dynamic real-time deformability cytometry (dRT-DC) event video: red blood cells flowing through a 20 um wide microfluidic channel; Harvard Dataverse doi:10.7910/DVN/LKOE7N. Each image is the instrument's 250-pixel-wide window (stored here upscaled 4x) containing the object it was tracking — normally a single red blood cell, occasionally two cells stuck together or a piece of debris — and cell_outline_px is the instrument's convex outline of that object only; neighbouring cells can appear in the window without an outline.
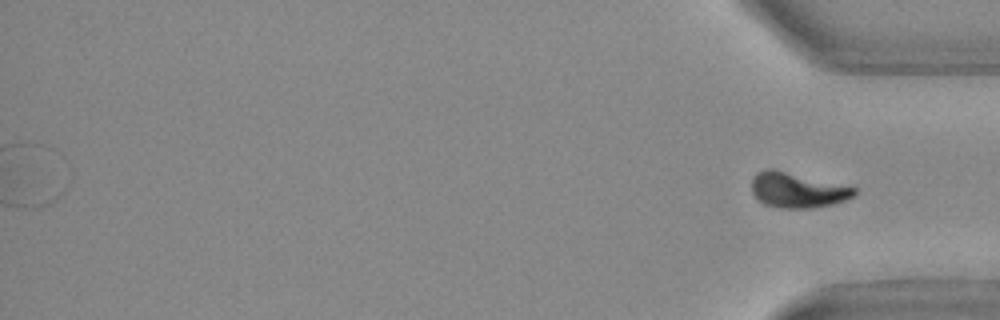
{"species": "Egyptian fruit bat (a non-hibernating species)", "species_latin": "Rousettus aegyptiacus", "temperature_condition": "warm", "stored_images_in_passage": 50, "segment_of_instrument_passage": [2, 2], "camera_frame_rate_fps": 3000, "um_per_image_px": 0.085, "animal": {"sex": "female"}, "frame": {"image": 1, "passage_image": 50, "time_ms": 16.333, "image_size_px": [1000, 320], "cell_outline_px": [[856, 196], [832, 204], [812, 208], [780, 208], [764, 204], [756, 200], [752, 192], [752, 180], [756, 172], [768, 168], [772, 168], [856, 188]], "centroid_in_image_um": [67.73, 16.17], "position_along_channel_um": 367.5, "area_um2": 20.98}}